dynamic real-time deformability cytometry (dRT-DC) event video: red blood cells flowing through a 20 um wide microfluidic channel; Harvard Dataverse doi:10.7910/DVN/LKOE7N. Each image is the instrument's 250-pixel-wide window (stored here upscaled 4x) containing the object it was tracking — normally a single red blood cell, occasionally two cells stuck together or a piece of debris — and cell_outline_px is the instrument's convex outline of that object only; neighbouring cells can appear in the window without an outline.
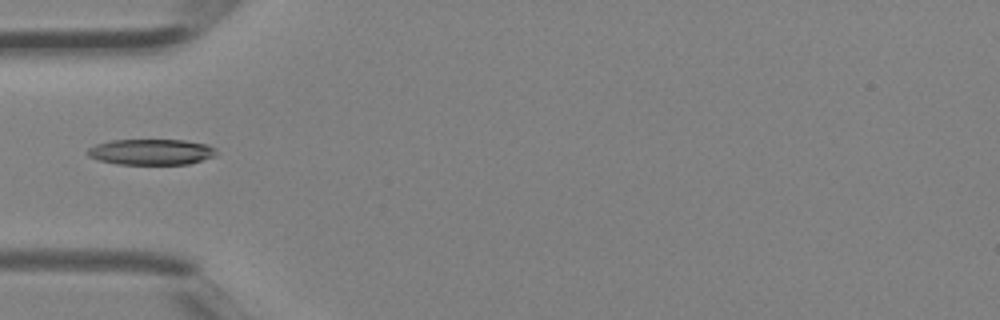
{"species": "Egyptian fruit bat (a non-hibernating species)", "species_latin": "Rousettus aegyptiacus", "temperature_condition": "room temperature", "stored_images_in_passage": 4, "camera_frame_rate_fps": 3000, "um_per_image_px": 0.085, "animal": {"sex": "female"}, "frame": {"image": 1, "passage_image": 4, "time_ms": 1.0, "image_size_px": [1000, 320], "cell_outline_px": [[216, 156], [188, 164], [120, 164], [100, 160], [88, 156], [84, 152], [88, 148], [96, 144], [112, 140], [184, 140], [208, 144], [216, 148]], "centroid_in_image_um": [12.86, 12.91], "position_along_channel_um": 72.1, "area_um2": 19.42}}